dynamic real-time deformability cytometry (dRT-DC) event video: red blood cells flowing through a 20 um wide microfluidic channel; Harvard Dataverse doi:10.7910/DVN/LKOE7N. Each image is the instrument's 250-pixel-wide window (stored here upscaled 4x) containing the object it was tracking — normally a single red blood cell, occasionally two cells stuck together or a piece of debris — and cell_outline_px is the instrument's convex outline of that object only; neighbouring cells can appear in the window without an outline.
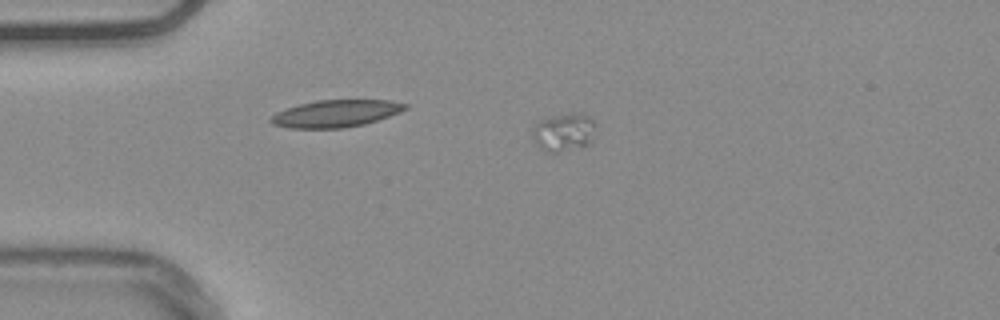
{"species": "common noctule bat (a hibernating species)", "species_latin": "Nyctalus noctula", "temperature_condition": "warm", "stored_images_in_passage": 44, "camera_frame_rate_fps": 3000, "um_per_image_px": 0.085, "animal": {"sex": "male", "body_mass_g": 20.4}, "frame": {"image": 1, "passage_image": 1, "time_ms": 0.0, "image_size_px": [1000, 320], "cell_outline_px": [[596, 124], [592, 140], [588, 144], [580, 148], [560, 152], [548, 152], [540, 148], [536, 144], [532, 136], [532, 128], [540, 120], [576, 112], [588, 116]], "centroid_in_image_um": [47.93, 11.26], "position_along_channel_um": 37.1, "area_um2": 13.99}}
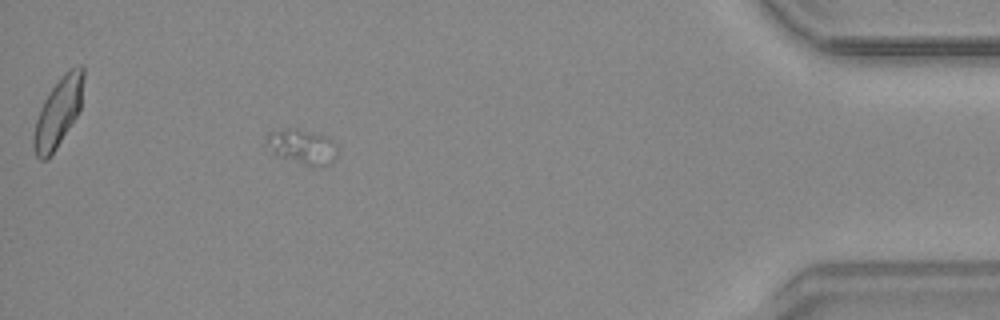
{"frame": {"image": 2, "passage_image": 39, "time_ms": 12.667, "image_size_px": [1000, 320], "cell_outline_px": [[336, 156], [328, 164], [304, 164], [276, 156], [264, 144], [264, 136], [268, 132], [284, 128], [296, 128], [328, 136], [332, 140], [336, 148]], "centroid_in_image_um": [25.58, 12.41], "position_along_channel_um": 409.6, "area_um2": 14.39}}